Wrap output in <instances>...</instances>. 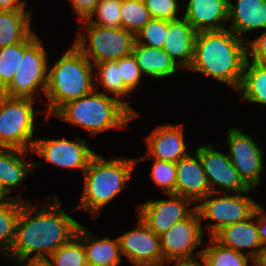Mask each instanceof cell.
Instances as JSON below:
<instances>
[{
	"label": "cell",
	"instance_id": "836d02e7",
	"mask_svg": "<svg viewBox=\"0 0 266 266\" xmlns=\"http://www.w3.org/2000/svg\"><path fill=\"white\" fill-rule=\"evenodd\" d=\"M168 20L152 18L136 34V42L151 48L162 49L168 34Z\"/></svg>",
	"mask_w": 266,
	"mask_h": 266
},
{
	"label": "cell",
	"instance_id": "484cf974",
	"mask_svg": "<svg viewBox=\"0 0 266 266\" xmlns=\"http://www.w3.org/2000/svg\"><path fill=\"white\" fill-rule=\"evenodd\" d=\"M237 92L244 101L266 106V65L247 58Z\"/></svg>",
	"mask_w": 266,
	"mask_h": 266
},
{
	"label": "cell",
	"instance_id": "ab89813d",
	"mask_svg": "<svg viewBox=\"0 0 266 266\" xmlns=\"http://www.w3.org/2000/svg\"><path fill=\"white\" fill-rule=\"evenodd\" d=\"M255 218L257 219V227L259 238L262 244L266 243V211L261 205H257L255 210Z\"/></svg>",
	"mask_w": 266,
	"mask_h": 266
},
{
	"label": "cell",
	"instance_id": "83f0119b",
	"mask_svg": "<svg viewBox=\"0 0 266 266\" xmlns=\"http://www.w3.org/2000/svg\"><path fill=\"white\" fill-rule=\"evenodd\" d=\"M207 248L201 249L196 255L203 262L204 266H249V260L254 266V259L246 253H240L227 248L210 237Z\"/></svg>",
	"mask_w": 266,
	"mask_h": 266
},
{
	"label": "cell",
	"instance_id": "f35d334b",
	"mask_svg": "<svg viewBox=\"0 0 266 266\" xmlns=\"http://www.w3.org/2000/svg\"><path fill=\"white\" fill-rule=\"evenodd\" d=\"M100 0H70L79 21L86 20L97 7Z\"/></svg>",
	"mask_w": 266,
	"mask_h": 266
},
{
	"label": "cell",
	"instance_id": "e0dca14e",
	"mask_svg": "<svg viewBox=\"0 0 266 266\" xmlns=\"http://www.w3.org/2000/svg\"><path fill=\"white\" fill-rule=\"evenodd\" d=\"M210 193L211 188L197 152L193 156L186 155L176 163L175 194L189 198L197 204Z\"/></svg>",
	"mask_w": 266,
	"mask_h": 266
},
{
	"label": "cell",
	"instance_id": "d6986e66",
	"mask_svg": "<svg viewBox=\"0 0 266 266\" xmlns=\"http://www.w3.org/2000/svg\"><path fill=\"white\" fill-rule=\"evenodd\" d=\"M196 33L185 18L169 21L168 34L162 49L181 69H189L192 65Z\"/></svg>",
	"mask_w": 266,
	"mask_h": 266
},
{
	"label": "cell",
	"instance_id": "44dd1931",
	"mask_svg": "<svg viewBox=\"0 0 266 266\" xmlns=\"http://www.w3.org/2000/svg\"><path fill=\"white\" fill-rule=\"evenodd\" d=\"M236 5H228V27L242 40L248 41L243 34L254 29L266 30V0H237Z\"/></svg>",
	"mask_w": 266,
	"mask_h": 266
},
{
	"label": "cell",
	"instance_id": "bcb514c9",
	"mask_svg": "<svg viewBox=\"0 0 266 266\" xmlns=\"http://www.w3.org/2000/svg\"><path fill=\"white\" fill-rule=\"evenodd\" d=\"M6 97L4 91L0 90V108L2 106V101L4 100V98Z\"/></svg>",
	"mask_w": 266,
	"mask_h": 266
},
{
	"label": "cell",
	"instance_id": "f1b7e54d",
	"mask_svg": "<svg viewBox=\"0 0 266 266\" xmlns=\"http://www.w3.org/2000/svg\"><path fill=\"white\" fill-rule=\"evenodd\" d=\"M25 201L20 195L0 204V254L9 256L16 236V225Z\"/></svg>",
	"mask_w": 266,
	"mask_h": 266
},
{
	"label": "cell",
	"instance_id": "74e56055",
	"mask_svg": "<svg viewBox=\"0 0 266 266\" xmlns=\"http://www.w3.org/2000/svg\"><path fill=\"white\" fill-rule=\"evenodd\" d=\"M266 65V30L254 40L247 41V58Z\"/></svg>",
	"mask_w": 266,
	"mask_h": 266
},
{
	"label": "cell",
	"instance_id": "f546056e",
	"mask_svg": "<svg viewBox=\"0 0 266 266\" xmlns=\"http://www.w3.org/2000/svg\"><path fill=\"white\" fill-rule=\"evenodd\" d=\"M38 38L31 32L22 42L0 48V90H4L12 81L24 51Z\"/></svg>",
	"mask_w": 266,
	"mask_h": 266
},
{
	"label": "cell",
	"instance_id": "8fae6325",
	"mask_svg": "<svg viewBox=\"0 0 266 266\" xmlns=\"http://www.w3.org/2000/svg\"><path fill=\"white\" fill-rule=\"evenodd\" d=\"M242 129L239 127L227 130V143L230 147L228 157L243 182L250 189H255L261 182L260 175L264 170L263 149L252 136L244 134Z\"/></svg>",
	"mask_w": 266,
	"mask_h": 266
},
{
	"label": "cell",
	"instance_id": "d590c367",
	"mask_svg": "<svg viewBox=\"0 0 266 266\" xmlns=\"http://www.w3.org/2000/svg\"><path fill=\"white\" fill-rule=\"evenodd\" d=\"M118 67H120L121 78L124 82V86L130 91L140 84L142 80V74L137 64L136 58L131 53L123 58L118 59Z\"/></svg>",
	"mask_w": 266,
	"mask_h": 266
},
{
	"label": "cell",
	"instance_id": "9c48e42d",
	"mask_svg": "<svg viewBox=\"0 0 266 266\" xmlns=\"http://www.w3.org/2000/svg\"><path fill=\"white\" fill-rule=\"evenodd\" d=\"M41 42L38 37L24 51L18 70L3 90L6 96L34 99V94H39L40 90L45 95L49 67L47 52Z\"/></svg>",
	"mask_w": 266,
	"mask_h": 266
},
{
	"label": "cell",
	"instance_id": "52a82bcc",
	"mask_svg": "<svg viewBox=\"0 0 266 266\" xmlns=\"http://www.w3.org/2000/svg\"><path fill=\"white\" fill-rule=\"evenodd\" d=\"M34 99L6 96L0 108V147L32 151Z\"/></svg>",
	"mask_w": 266,
	"mask_h": 266
},
{
	"label": "cell",
	"instance_id": "e575fe53",
	"mask_svg": "<svg viewBox=\"0 0 266 266\" xmlns=\"http://www.w3.org/2000/svg\"><path fill=\"white\" fill-rule=\"evenodd\" d=\"M153 165L149 176L166 195L175 194L176 187V163L153 159Z\"/></svg>",
	"mask_w": 266,
	"mask_h": 266
},
{
	"label": "cell",
	"instance_id": "7bdbcfd3",
	"mask_svg": "<svg viewBox=\"0 0 266 266\" xmlns=\"http://www.w3.org/2000/svg\"><path fill=\"white\" fill-rule=\"evenodd\" d=\"M254 266H266V243L262 244L257 257L254 259Z\"/></svg>",
	"mask_w": 266,
	"mask_h": 266
},
{
	"label": "cell",
	"instance_id": "4fadbf2b",
	"mask_svg": "<svg viewBox=\"0 0 266 266\" xmlns=\"http://www.w3.org/2000/svg\"><path fill=\"white\" fill-rule=\"evenodd\" d=\"M88 146L85 139H36L31 152L50 164L73 170L81 169L84 173L96 154Z\"/></svg>",
	"mask_w": 266,
	"mask_h": 266
},
{
	"label": "cell",
	"instance_id": "7a4b0ae2",
	"mask_svg": "<svg viewBox=\"0 0 266 266\" xmlns=\"http://www.w3.org/2000/svg\"><path fill=\"white\" fill-rule=\"evenodd\" d=\"M247 60V42L230 29L197 32L188 70L211 76L238 90Z\"/></svg>",
	"mask_w": 266,
	"mask_h": 266
},
{
	"label": "cell",
	"instance_id": "30bf717a",
	"mask_svg": "<svg viewBox=\"0 0 266 266\" xmlns=\"http://www.w3.org/2000/svg\"><path fill=\"white\" fill-rule=\"evenodd\" d=\"M198 211L188 218L175 223L160 236L164 262L189 261L198 259L193 251L202 245L203 229Z\"/></svg>",
	"mask_w": 266,
	"mask_h": 266
},
{
	"label": "cell",
	"instance_id": "d4e9b609",
	"mask_svg": "<svg viewBox=\"0 0 266 266\" xmlns=\"http://www.w3.org/2000/svg\"><path fill=\"white\" fill-rule=\"evenodd\" d=\"M31 29V11L0 10V48L22 42Z\"/></svg>",
	"mask_w": 266,
	"mask_h": 266
},
{
	"label": "cell",
	"instance_id": "9a60e30c",
	"mask_svg": "<svg viewBox=\"0 0 266 266\" xmlns=\"http://www.w3.org/2000/svg\"><path fill=\"white\" fill-rule=\"evenodd\" d=\"M203 164L212 193L234 192L249 193L250 189L239 176L227 154L213 148L211 144L199 146L196 149ZM216 185L223 189H216Z\"/></svg>",
	"mask_w": 266,
	"mask_h": 266
},
{
	"label": "cell",
	"instance_id": "ba28073f",
	"mask_svg": "<svg viewBox=\"0 0 266 266\" xmlns=\"http://www.w3.org/2000/svg\"><path fill=\"white\" fill-rule=\"evenodd\" d=\"M212 196L215 197L212 198ZM201 201L202 203L196 204V210L198 211L200 220L210 219L214 221V223H209L205 227L210 237H213L226 226L250 218L258 205L248 195H241L239 193H236V195H227V192H211L199 202Z\"/></svg>",
	"mask_w": 266,
	"mask_h": 266
},
{
	"label": "cell",
	"instance_id": "b9f144b4",
	"mask_svg": "<svg viewBox=\"0 0 266 266\" xmlns=\"http://www.w3.org/2000/svg\"><path fill=\"white\" fill-rule=\"evenodd\" d=\"M26 2L20 0H0V10H25Z\"/></svg>",
	"mask_w": 266,
	"mask_h": 266
},
{
	"label": "cell",
	"instance_id": "5b68a950",
	"mask_svg": "<svg viewBox=\"0 0 266 266\" xmlns=\"http://www.w3.org/2000/svg\"><path fill=\"white\" fill-rule=\"evenodd\" d=\"M86 129L90 135L126 127L133 113L118 99L94 89L91 93L67 102L53 115Z\"/></svg>",
	"mask_w": 266,
	"mask_h": 266
},
{
	"label": "cell",
	"instance_id": "cb8c5ba5",
	"mask_svg": "<svg viewBox=\"0 0 266 266\" xmlns=\"http://www.w3.org/2000/svg\"><path fill=\"white\" fill-rule=\"evenodd\" d=\"M132 54L136 58L140 72L143 75L161 79L177 73L181 69L177 63L160 48H151L134 43Z\"/></svg>",
	"mask_w": 266,
	"mask_h": 266
},
{
	"label": "cell",
	"instance_id": "8d00e7d4",
	"mask_svg": "<svg viewBox=\"0 0 266 266\" xmlns=\"http://www.w3.org/2000/svg\"><path fill=\"white\" fill-rule=\"evenodd\" d=\"M152 18L174 21L178 17V0H144Z\"/></svg>",
	"mask_w": 266,
	"mask_h": 266
},
{
	"label": "cell",
	"instance_id": "5bb4252c",
	"mask_svg": "<svg viewBox=\"0 0 266 266\" xmlns=\"http://www.w3.org/2000/svg\"><path fill=\"white\" fill-rule=\"evenodd\" d=\"M137 227L119 236L121 255L132 266H164L160 236L151 231L138 216Z\"/></svg>",
	"mask_w": 266,
	"mask_h": 266
},
{
	"label": "cell",
	"instance_id": "8992f818",
	"mask_svg": "<svg viewBox=\"0 0 266 266\" xmlns=\"http://www.w3.org/2000/svg\"><path fill=\"white\" fill-rule=\"evenodd\" d=\"M86 32H78L74 45L94 65L114 61L132 53L135 35L124 28H106L81 21ZM88 36V37H87ZM89 40H87V39ZM88 41V45L87 42Z\"/></svg>",
	"mask_w": 266,
	"mask_h": 266
},
{
	"label": "cell",
	"instance_id": "ee69618b",
	"mask_svg": "<svg viewBox=\"0 0 266 266\" xmlns=\"http://www.w3.org/2000/svg\"><path fill=\"white\" fill-rule=\"evenodd\" d=\"M173 266H204V264H201V262L195 260H189V261H174Z\"/></svg>",
	"mask_w": 266,
	"mask_h": 266
},
{
	"label": "cell",
	"instance_id": "d6a6232c",
	"mask_svg": "<svg viewBox=\"0 0 266 266\" xmlns=\"http://www.w3.org/2000/svg\"><path fill=\"white\" fill-rule=\"evenodd\" d=\"M121 6H122V0H100L95 10L86 19V21L88 23L101 27L120 28ZM93 18L95 19V21L93 20Z\"/></svg>",
	"mask_w": 266,
	"mask_h": 266
},
{
	"label": "cell",
	"instance_id": "f6af8a7d",
	"mask_svg": "<svg viewBox=\"0 0 266 266\" xmlns=\"http://www.w3.org/2000/svg\"><path fill=\"white\" fill-rule=\"evenodd\" d=\"M7 195H9V194L6 192V190L3 188L2 184L0 183V204L8 202L14 198V196L8 198Z\"/></svg>",
	"mask_w": 266,
	"mask_h": 266
},
{
	"label": "cell",
	"instance_id": "4dcf8cb0",
	"mask_svg": "<svg viewBox=\"0 0 266 266\" xmlns=\"http://www.w3.org/2000/svg\"><path fill=\"white\" fill-rule=\"evenodd\" d=\"M120 10L121 27L135 36L152 19L142 0H122Z\"/></svg>",
	"mask_w": 266,
	"mask_h": 266
},
{
	"label": "cell",
	"instance_id": "277c9868",
	"mask_svg": "<svg viewBox=\"0 0 266 266\" xmlns=\"http://www.w3.org/2000/svg\"><path fill=\"white\" fill-rule=\"evenodd\" d=\"M136 158L106 159L97 153L91 158L83 173L84 187L75 209L89 211L93 218L128 185Z\"/></svg>",
	"mask_w": 266,
	"mask_h": 266
},
{
	"label": "cell",
	"instance_id": "ac0fdd59",
	"mask_svg": "<svg viewBox=\"0 0 266 266\" xmlns=\"http://www.w3.org/2000/svg\"><path fill=\"white\" fill-rule=\"evenodd\" d=\"M228 5L229 0H188L183 18L196 32L223 30L229 21Z\"/></svg>",
	"mask_w": 266,
	"mask_h": 266
},
{
	"label": "cell",
	"instance_id": "60d3db41",
	"mask_svg": "<svg viewBox=\"0 0 266 266\" xmlns=\"http://www.w3.org/2000/svg\"><path fill=\"white\" fill-rule=\"evenodd\" d=\"M17 262L18 266H50L48 258H29V262H26L27 258H8Z\"/></svg>",
	"mask_w": 266,
	"mask_h": 266
},
{
	"label": "cell",
	"instance_id": "3957f363",
	"mask_svg": "<svg viewBox=\"0 0 266 266\" xmlns=\"http://www.w3.org/2000/svg\"><path fill=\"white\" fill-rule=\"evenodd\" d=\"M93 64L73 44L48 69L45 113L50 118L62 105L79 99L95 89Z\"/></svg>",
	"mask_w": 266,
	"mask_h": 266
},
{
	"label": "cell",
	"instance_id": "2e32d148",
	"mask_svg": "<svg viewBox=\"0 0 266 266\" xmlns=\"http://www.w3.org/2000/svg\"><path fill=\"white\" fill-rule=\"evenodd\" d=\"M183 124H161L145 138L148 150L143 157L136 158L137 164L148 159H157L173 163L179 162L189 153L184 140Z\"/></svg>",
	"mask_w": 266,
	"mask_h": 266
},
{
	"label": "cell",
	"instance_id": "1f68e13d",
	"mask_svg": "<svg viewBox=\"0 0 266 266\" xmlns=\"http://www.w3.org/2000/svg\"><path fill=\"white\" fill-rule=\"evenodd\" d=\"M49 258L50 266H88L83 242L76 235Z\"/></svg>",
	"mask_w": 266,
	"mask_h": 266
},
{
	"label": "cell",
	"instance_id": "7402d4cb",
	"mask_svg": "<svg viewBox=\"0 0 266 266\" xmlns=\"http://www.w3.org/2000/svg\"><path fill=\"white\" fill-rule=\"evenodd\" d=\"M80 224L76 236L83 242L88 266H119L121 248L119 238H99Z\"/></svg>",
	"mask_w": 266,
	"mask_h": 266
},
{
	"label": "cell",
	"instance_id": "603a6c76",
	"mask_svg": "<svg viewBox=\"0 0 266 266\" xmlns=\"http://www.w3.org/2000/svg\"><path fill=\"white\" fill-rule=\"evenodd\" d=\"M28 151L11 148L0 147V183L8 194L11 188H15L23 184L25 178L32 172L35 166H39V162L28 164L22 156L27 155Z\"/></svg>",
	"mask_w": 266,
	"mask_h": 266
},
{
	"label": "cell",
	"instance_id": "6da1fadb",
	"mask_svg": "<svg viewBox=\"0 0 266 266\" xmlns=\"http://www.w3.org/2000/svg\"><path fill=\"white\" fill-rule=\"evenodd\" d=\"M53 199V204H41L38 214V206L25 200L17 220L14 244L7 258L28 259L34 252L32 258H48L76 235L80 223L61 209L56 196Z\"/></svg>",
	"mask_w": 266,
	"mask_h": 266
},
{
	"label": "cell",
	"instance_id": "7c38bea8",
	"mask_svg": "<svg viewBox=\"0 0 266 266\" xmlns=\"http://www.w3.org/2000/svg\"><path fill=\"white\" fill-rule=\"evenodd\" d=\"M168 196L170 199L148 200L139 204L138 216L158 236L168 231L175 223L188 218L196 210V204L191 199L177 194Z\"/></svg>",
	"mask_w": 266,
	"mask_h": 266
},
{
	"label": "cell",
	"instance_id": "ffe728a7",
	"mask_svg": "<svg viewBox=\"0 0 266 266\" xmlns=\"http://www.w3.org/2000/svg\"><path fill=\"white\" fill-rule=\"evenodd\" d=\"M254 214L241 222L226 226L217 232L213 238L222 246L243 253L241 249H251L246 254L255 259L262 243L259 238L257 219Z\"/></svg>",
	"mask_w": 266,
	"mask_h": 266
},
{
	"label": "cell",
	"instance_id": "4316f807",
	"mask_svg": "<svg viewBox=\"0 0 266 266\" xmlns=\"http://www.w3.org/2000/svg\"><path fill=\"white\" fill-rule=\"evenodd\" d=\"M93 68H97V74L94 75V84L100 83L104 89L101 93L106 94L105 91H107L113 94L114 98L122 102L133 113V118L138 117L139 114L131 108L129 102L121 100L124 96L130 94V91L124 86L118 60L96 63Z\"/></svg>",
	"mask_w": 266,
	"mask_h": 266
}]
</instances>
